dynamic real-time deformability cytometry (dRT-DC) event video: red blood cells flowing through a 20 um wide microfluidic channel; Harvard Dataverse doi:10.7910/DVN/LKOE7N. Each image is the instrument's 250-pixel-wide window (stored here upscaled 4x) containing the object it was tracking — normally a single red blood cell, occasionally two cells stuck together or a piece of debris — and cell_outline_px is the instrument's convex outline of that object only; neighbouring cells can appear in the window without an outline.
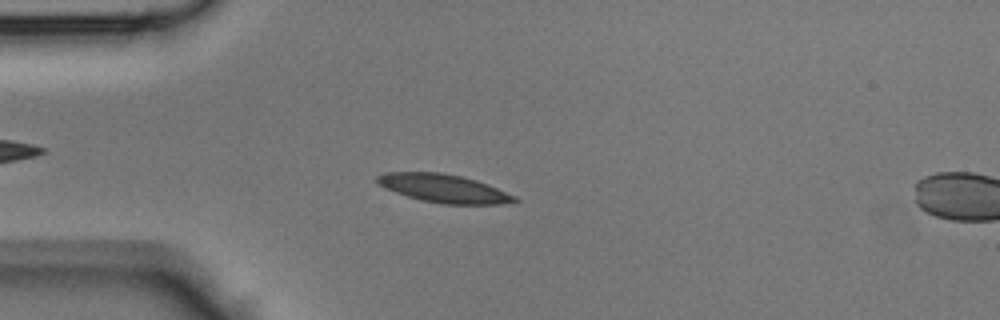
{"species": "Egyptian fruit bat (a non-hibernating species)", "species_latin": "Rousettus aegyptiacus", "temperature_condition": "room temperature", "stored_images_in_passage": 8, "camera_frame_rate_fps": 3000, "um_per_image_px": 0.085, "animal": {"sex": "male"}, "frame": {"image": 1, "passage_image": 6, "time_ms": 1.667, "image_size_px": [1000, 320], "cell_outline_px": [[520, 200], [500, 204], [444, 204], [420, 200], [384, 188], [376, 180], [376, 176], [384, 172], [440, 172], [460, 176], [476, 180], [516, 196]], "centroid_in_image_um": [37.69, 16.01], "position_along_channel_um": 47.3, "area_um2": 22.43}}